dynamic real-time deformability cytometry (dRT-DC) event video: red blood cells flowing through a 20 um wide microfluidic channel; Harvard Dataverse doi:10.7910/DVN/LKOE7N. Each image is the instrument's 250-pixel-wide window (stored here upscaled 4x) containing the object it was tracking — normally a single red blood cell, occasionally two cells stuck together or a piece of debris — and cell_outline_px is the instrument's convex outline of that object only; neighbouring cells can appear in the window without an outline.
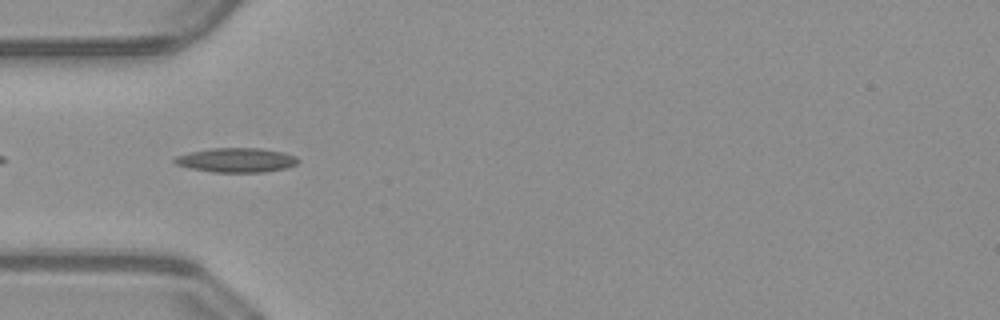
{"species": "common noctule bat (a hibernating species)", "species_latin": "Nyctalus noctula", "temperature_condition": "warm", "stored_images_in_passage": 34, "camera_frame_rate_fps": 3000, "um_per_image_px": 0.085, "animal": {"sex": "male", "body_mass_g": 23.1, "forearm_length_mm": 52.7}, "frame": {"image": 1, "passage_image": 2, "time_ms": 0.333, "image_size_px": [1000, 320], "cell_outline_px": [[300, 160], [296, 164], [288, 168], [264, 172], [212, 172], [188, 168], [176, 164], [172, 160], [176, 156], [192, 152], [216, 148], [256, 148], [280, 152], [296, 156]], "centroid_in_image_um": [20.1, 13.62], "position_along_channel_um": 64.9, "area_um2": 17.4}}
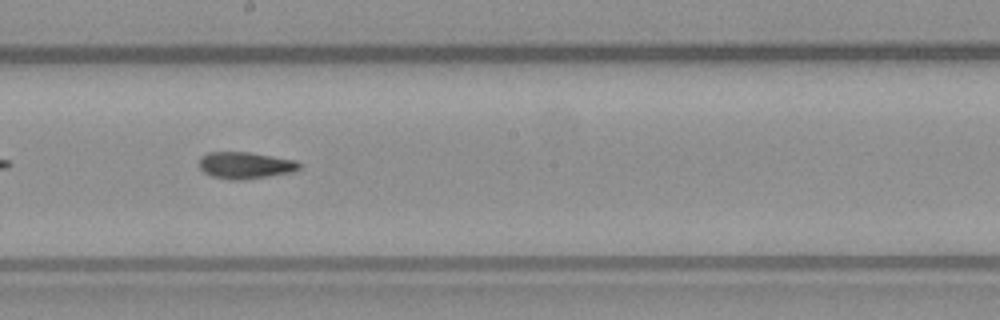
{"frame": {"image": 2, "passage_image": 14, "time_ms": 4.333, "image_size_px": [1000, 320], "cell_outline_px": [[300, 168], [296, 172], [244, 180], [232, 180], [212, 176], [204, 172], [200, 168], [200, 160], [208, 152], [248, 152], [296, 160], [300, 164]], "centroid_in_image_um": [20.9, 14.06], "position_along_channel_um": 227.3, "area_um2": 15.61}}
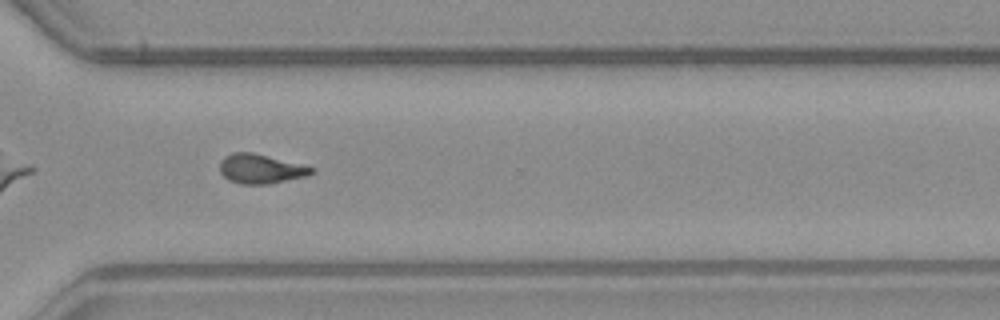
{"frame": {"image": 3, "passage_image": 23, "time_ms": 7.333, "image_size_px": [1000, 320], "cell_outline_px": [[312, 172], [308, 176], [268, 184], [240, 184], [228, 180], [220, 172], [220, 164], [228, 156], [236, 152], [252, 152], [312, 168]], "centroid_in_image_um": [22.12, 14.38], "position_along_channel_um": 348.5, "area_um2": 15.14}, "authors_computed_cell_mechanics": {"area_um2": 15.2881, "velocity_mm_per_s": 4.0431, "shape_relaxation_time_tau1_ms": null, "shape_relaxation_time_tau2_ms": 2.0307, "deformation_change_tau1": null, "deformation_change_tau2": 0.1051}}